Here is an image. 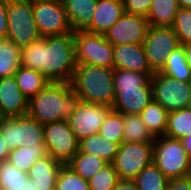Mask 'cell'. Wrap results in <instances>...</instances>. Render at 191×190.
Returning a JSON list of instances; mask_svg holds the SVG:
<instances>
[{"label": "cell", "instance_id": "6da1fadb", "mask_svg": "<svg viewBox=\"0 0 191 190\" xmlns=\"http://www.w3.org/2000/svg\"><path fill=\"white\" fill-rule=\"evenodd\" d=\"M21 66L40 71L50 82L70 83L76 68L74 32L41 37L22 47Z\"/></svg>", "mask_w": 191, "mask_h": 190}, {"label": "cell", "instance_id": "7a4b0ae2", "mask_svg": "<svg viewBox=\"0 0 191 190\" xmlns=\"http://www.w3.org/2000/svg\"><path fill=\"white\" fill-rule=\"evenodd\" d=\"M80 101L70 83L51 81L28 100L27 114L43 125L67 120Z\"/></svg>", "mask_w": 191, "mask_h": 190}, {"label": "cell", "instance_id": "3957f363", "mask_svg": "<svg viewBox=\"0 0 191 190\" xmlns=\"http://www.w3.org/2000/svg\"><path fill=\"white\" fill-rule=\"evenodd\" d=\"M114 68L76 64L70 85L81 101L113 106L115 98Z\"/></svg>", "mask_w": 191, "mask_h": 190}, {"label": "cell", "instance_id": "277c9868", "mask_svg": "<svg viewBox=\"0 0 191 190\" xmlns=\"http://www.w3.org/2000/svg\"><path fill=\"white\" fill-rule=\"evenodd\" d=\"M152 159L168 179L191 174V159L180 139L165 135L156 137L153 142Z\"/></svg>", "mask_w": 191, "mask_h": 190}, {"label": "cell", "instance_id": "5b68a950", "mask_svg": "<svg viewBox=\"0 0 191 190\" xmlns=\"http://www.w3.org/2000/svg\"><path fill=\"white\" fill-rule=\"evenodd\" d=\"M41 37L32 4L25 0H7V39L22 48Z\"/></svg>", "mask_w": 191, "mask_h": 190}, {"label": "cell", "instance_id": "8992f818", "mask_svg": "<svg viewBox=\"0 0 191 190\" xmlns=\"http://www.w3.org/2000/svg\"><path fill=\"white\" fill-rule=\"evenodd\" d=\"M0 134L9 151L16 147H36L38 144H44L43 124L28 114L0 118Z\"/></svg>", "mask_w": 191, "mask_h": 190}, {"label": "cell", "instance_id": "52a82bcc", "mask_svg": "<svg viewBox=\"0 0 191 190\" xmlns=\"http://www.w3.org/2000/svg\"><path fill=\"white\" fill-rule=\"evenodd\" d=\"M74 46L76 64L113 68V45L104 35L75 31Z\"/></svg>", "mask_w": 191, "mask_h": 190}, {"label": "cell", "instance_id": "ba28073f", "mask_svg": "<svg viewBox=\"0 0 191 190\" xmlns=\"http://www.w3.org/2000/svg\"><path fill=\"white\" fill-rule=\"evenodd\" d=\"M153 100L168 112L189 108L191 105V82H182L154 72L151 76Z\"/></svg>", "mask_w": 191, "mask_h": 190}, {"label": "cell", "instance_id": "9c48e42d", "mask_svg": "<svg viewBox=\"0 0 191 190\" xmlns=\"http://www.w3.org/2000/svg\"><path fill=\"white\" fill-rule=\"evenodd\" d=\"M153 143L122 142L112 162L120 179L133 180L152 163Z\"/></svg>", "mask_w": 191, "mask_h": 190}, {"label": "cell", "instance_id": "30bf717a", "mask_svg": "<svg viewBox=\"0 0 191 190\" xmlns=\"http://www.w3.org/2000/svg\"><path fill=\"white\" fill-rule=\"evenodd\" d=\"M143 45L153 72H160L168 56L181 46L173 28L165 26H149Z\"/></svg>", "mask_w": 191, "mask_h": 190}, {"label": "cell", "instance_id": "8fae6325", "mask_svg": "<svg viewBox=\"0 0 191 190\" xmlns=\"http://www.w3.org/2000/svg\"><path fill=\"white\" fill-rule=\"evenodd\" d=\"M44 144L48 155L67 164L79 151V140L73 134L66 120L43 125Z\"/></svg>", "mask_w": 191, "mask_h": 190}, {"label": "cell", "instance_id": "7c38bea8", "mask_svg": "<svg viewBox=\"0 0 191 190\" xmlns=\"http://www.w3.org/2000/svg\"><path fill=\"white\" fill-rule=\"evenodd\" d=\"M33 16L42 37L64 35L72 32L62 0L32 5Z\"/></svg>", "mask_w": 191, "mask_h": 190}, {"label": "cell", "instance_id": "4fadbf2b", "mask_svg": "<svg viewBox=\"0 0 191 190\" xmlns=\"http://www.w3.org/2000/svg\"><path fill=\"white\" fill-rule=\"evenodd\" d=\"M112 107L80 101L77 109L66 120L69 128L80 141L97 134Z\"/></svg>", "mask_w": 191, "mask_h": 190}, {"label": "cell", "instance_id": "5bb4252c", "mask_svg": "<svg viewBox=\"0 0 191 190\" xmlns=\"http://www.w3.org/2000/svg\"><path fill=\"white\" fill-rule=\"evenodd\" d=\"M149 23L146 17L126 12L105 33V39L115 45L143 44Z\"/></svg>", "mask_w": 191, "mask_h": 190}, {"label": "cell", "instance_id": "9a60e30c", "mask_svg": "<svg viewBox=\"0 0 191 190\" xmlns=\"http://www.w3.org/2000/svg\"><path fill=\"white\" fill-rule=\"evenodd\" d=\"M28 99L20 91L15 76L0 78V118L27 114Z\"/></svg>", "mask_w": 191, "mask_h": 190}, {"label": "cell", "instance_id": "2e32d148", "mask_svg": "<svg viewBox=\"0 0 191 190\" xmlns=\"http://www.w3.org/2000/svg\"><path fill=\"white\" fill-rule=\"evenodd\" d=\"M152 84L130 89H117L112 110L122 114H140L151 102Z\"/></svg>", "mask_w": 191, "mask_h": 190}, {"label": "cell", "instance_id": "e0dca14e", "mask_svg": "<svg viewBox=\"0 0 191 190\" xmlns=\"http://www.w3.org/2000/svg\"><path fill=\"white\" fill-rule=\"evenodd\" d=\"M113 68L141 73H154L148 64L143 44L113 46Z\"/></svg>", "mask_w": 191, "mask_h": 190}, {"label": "cell", "instance_id": "ac0fdd59", "mask_svg": "<svg viewBox=\"0 0 191 190\" xmlns=\"http://www.w3.org/2000/svg\"><path fill=\"white\" fill-rule=\"evenodd\" d=\"M124 12L122 0H98L92 22L84 31L105 35Z\"/></svg>", "mask_w": 191, "mask_h": 190}, {"label": "cell", "instance_id": "d6986e66", "mask_svg": "<svg viewBox=\"0 0 191 190\" xmlns=\"http://www.w3.org/2000/svg\"><path fill=\"white\" fill-rule=\"evenodd\" d=\"M63 163L47 155L38 159L27 172L38 190H55L56 179Z\"/></svg>", "mask_w": 191, "mask_h": 190}, {"label": "cell", "instance_id": "ffe728a7", "mask_svg": "<svg viewBox=\"0 0 191 190\" xmlns=\"http://www.w3.org/2000/svg\"><path fill=\"white\" fill-rule=\"evenodd\" d=\"M72 31H84L92 22L98 0H62Z\"/></svg>", "mask_w": 191, "mask_h": 190}, {"label": "cell", "instance_id": "44dd1931", "mask_svg": "<svg viewBox=\"0 0 191 190\" xmlns=\"http://www.w3.org/2000/svg\"><path fill=\"white\" fill-rule=\"evenodd\" d=\"M118 148L117 143L102 138L98 133L79 141V152L101 157L108 163L114 161Z\"/></svg>", "mask_w": 191, "mask_h": 190}, {"label": "cell", "instance_id": "7402d4cb", "mask_svg": "<svg viewBox=\"0 0 191 190\" xmlns=\"http://www.w3.org/2000/svg\"><path fill=\"white\" fill-rule=\"evenodd\" d=\"M179 8L177 0H152L146 16L149 26L172 27Z\"/></svg>", "mask_w": 191, "mask_h": 190}, {"label": "cell", "instance_id": "603a6c76", "mask_svg": "<svg viewBox=\"0 0 191 190\" xmlns=\"http://www.w3.org/2000/svg\"><path fill=\"white\" fill-rule=\"evenodd\" d=\"M14 76L20 91L28 100L50 82L40 71L22 66L18 68Z\"/></svg>", "mask_w": 191, "mask_h": 190}, {"label": "cell", "instance_id": "cb8c5ba5", "mask_svg": "<svg viewBox=\"0 0 191 190\" xmlns=\"http://www.w3.org/2000/svg\"><path fill=\"white\" fill-rule=\"evenodd\" d=\"M168 111L153 99L139 114L145 126L155 137L163 136L167 128Z\"/></svg>", "mask_w": 191, "mask_h": 190}, {"label": "cell", "instance_id": "d4e9b609", "mask_svg": "<svg viewBox=\"0 0 191 190\" xmlns=\"http://www.w3.org/2000/svg\"><path fill=\"white\" fill-rule=\"evenodd\" d=\"M108 164L101 157L78 151L66 165L83 179L89 181Z\"/></svg>", "mask_w": 191, "mask_h": 190}, {"label": "cell", "instance_id": "484cf974", "mask_svg": "<svg viewBox=\"0 0 191 190\" xmlns=\"http://www.w3.org/2000/svg\"><path fill=\"white\" fill-rule=\"evenodd\" d=\"M22 48L10 39L0 40V78L10 77L21 66Z\"/></svg>", "mask_w": 191, "mask_h": 190}, {"label": "cell", "instance_id": "4316f807", "mask_svg": "<svg viewBox=\"0 0 191 190\" xmlns=\"http://www.w3.org/2000/svg\"><path fill=\"white\" fill-rule=\"evenodd\" d=\"M47 155L45 144H38L36 147H16L10 151L7 160L19 170L28 172L38 159Z\"/></svg>", "mask_w": 191, "mask_h": 190}, {"label": "cell", "instance_id": "83f0119b", "mask_svg": "<svg viewBox=\"0 0 191 190\" xmlns=\"http://www.w3.org/2000/svg\"><path fill=\"white\" fill-rule=\"evenodd\" d=\"M124 142H151L155 136L145 126L138 114H123Z\"/></svg>", "mask_w": 191, "mask_h": 190}, {"label": "cell", "instance_id": "f1b7e54d", "mask_svg": "<svg viewBox=\"0 0 191 190\" xmlns=\"http://www.w3.org/2000/svg\"><path fill=\"white\" fill-rule=\"evenodd\" d=\"M165 136L182 140L191 135V107L168 113Z\"/></svg>", "mask_w": 191, "mask_h": 190}, {"label": "cell", "instance_id": "f546056e", "mask_svg": "<svg viewBox=\"0 0 191 190\" xmlns=\"http://www.w3.org/2000/svg\"><path fill=\"white\" fill-rule=\"evenodd\" d=\"M160 72L182 82H191V69L186 63V56L182 46L168 56L166 65Z\"/></svg>", "mask_w": 191, "mask_h": 190}, {"label": "cell", "instance_id": "4dcf8cb0", "mask_svg": "<svg viewBox=\"0 0 191 190\" xmlns=\"http://www.w3.org/2000/svg\"><path fill=\"white\" fill-rule=\"evenodd\" d=\"M168 180L163 172L152 162L133 179V182L138 190H166Z\"/></svg>", "mask_w": 191, "mask_h": 190}, {"label": "cell", "instance_id": "1f68e13d", "mask_svg": "<svg viewBox=\"0 0 191 190\" xmlns=\"http://www.w3.org/2000/svg\"><path fill=\"white\" fill-rule=\"evenodd\" d=\"M29 176L8 160L0 163V190H23Z\"/></svg>", "mask_w": 191, "mask_h": 190}, {"label": "cell", "instance_id": "d6a6232c", "mask_svg": "<svg viewBox=\"0 0 191 190\" xmlns=\"http://www.w3.org/2000/svg\"><path fill=\"white\" fill-rule=\"evenodd\" d=\"M123 114L111 110L102 123L98 134L102 138L120 145L124 142Z\"/></svg>", "mask_w": 191, "mask_h": 190}, {"label": "cell", "instance_id": "836d02e7", "mask_svg": "<svg viewBox=\"0 0 191 190\" xmlns=\"http://www.w3.org/2000/svg\"><path fill=\"white\" fill-rule=\"evenodd\" d=\"M154 73H141L126 69H114V90L146 86Z\"/></svg>", "mask_w": 191, "mask_h": 190}, {"label": "cell", "instance_id": "e575fe53", "mask_svg": "<svg viewBox=\"0 0 191 190\" xmlns=\"http://www.w3.org/2000/svg\"><path fill=\"white\" fill-rule=\"evenodd\" d=\"M55 190H90L88 181L74 172L68 165L63 164L60 168Z\"/></svg>", "mask_w": 191, "mask_h": 190}, {"label": "cell", "instance_id": "d590c367", "mask_svg": "<svg viewBox=\"0 0 191 190\" xmlns=\"http://www.w3.org/2000/svg\"><path fill=\"white\" fill-rule=\"evenodd\" d=\"M119 180L120 178L113 164L109 163L88 181L89 189L113 190Z\"/></svg>", "mask_w": 191, "mask_h": 190}, {"label": "cell", "instance_id": "8d00e7d4", "mask_svg": "<svg viewBox=\"0 0 191 190\" xmlns=\"http://www.w3.org/2000/svg\"><path fill=\"white\" fill-rule=\"evenodd\" d=\"M180 45L191 43V9L179 8L173 23Z\"/></svg>", "mask_w": 191, "mask_h": 190}, {"label": "cell", "instance_id": "74e56055", "mask_svg": "<svg viewBox=\"0 0 191 190\" xmlns=\"http://www.w3.org/2000/svg\"><path fill=\"white\" fill-rule=\"evenodd\" d=\"M124 10L128 14L141 15L146 17L152 0H122Z\"/></svg>", "mask_w": 191, "mask_h": 190}, {"label": "cell", "instance_id": "f35d334b", "mask_svg": "<svg viewBox=\"0 0 191 190\" xmlns=\"http://www.w3.org/2000/svg\"><path fill=\"white\" fill-rule=\"evenodd\" d=\"M166 190H191V175L169 179Z\"/></svg>", "mask_w": 191, "mask_h": 190}, {"label": "cell", "instance_id": "ab89813d", "mask_svg": "<svg viewBox=\"0 0 191 190\" xmlns=\"http://www.w3.org/2000/svg\"><path fill=\"white\" fill-rule=\"evenodd\" d=\"M7 38V0H0V40Z\"/></svg>", "mask_w": 191, "mask_h": 190}, {"label": "cell", "instance_id": "60d3db41", "mask_svg": "<svg viewBox=\"0 0 191 190\" xmlns=\"http://www.w3.org/2000/svg\"><path fill=\"white\" fill-rule=\"evenodd\" d=\"M113 190H138L133 180L120 179Z\"/></svg>", "mask_w": 191, "mask_h": 190}, {"label": "cell", "instance_id": "b9f144b4", "mask_svg": "<svg viewBox=\"0 0 191 190\" xmlns=\"http://www.w3.org/2000/svg\"><path fill=\"white\" fill-rule=\"evenodd\" d=\"M9 153H10V151L6 146L2 135L0 134V163L7 160Z\"/></svg>", "mask_w": 191, "mask_h": 190}, {"label": "cell", "instance_id": "7bdbcfd3", "mask_svg": "<svg viewBox=\"0 0 191 190\" xmlns=\"http://www.w3.org/2000/svg\"><path fill=\"white\" fill-rule=\"evenodd\" d=\"M185 52L186 56V63L188 64L189 68L191 69V43L181 45Z\"/></svg>", "mask_w": 191, "mask_h": 190}, {"label": "cell", "instance_id": "ee69618b", "mask_svg": "<svg viewBox=\"0 0 191 190\" xmlns=\"http://www.w3.org/2000/svg\"><path fill=\"white\" fill-rule=\"evenodd\" d=\"M184 148L186 149L190 159H191V135L186 136L182 139Z\"/></svg>", "mask_w": 191, "mask_h": 190}, {"label": "cell", "instance_id": "f6af8a7d", "mask_svg": "<svg viewBox=\"0 0 191 190\" xmlns=\"http://www.w3.org/2000/svg\"><path fill=\"white\" fill-rule=\"evenodd\" d=\"M180 8H190L191 9V0H177Z\"/></svg>", "mask_w": 191, "mask_h": 190}, {"label": "cell", "instance_id": "bcb514c9", "mask_svg": "<svg viewBox=\"0 0 191 190\" xmlns=\"http://www.w3.org/2000/svg\"><path fill=\"white\" fill-rule=\"evenodd\" d=\"M23 190H38L36 186L32 183V180L29 178L27 183H25V186L23 187Z\"/></svg>", "mask_w": 191, "mask_h": 190}, {"label": "cell", "instance_id": "7dc6e473", "mask_svg": "<svg viewBox=\"0 0 191 190\" xmlns=\"http://www.w3.org/2000/svg\"><path fill=\"white\" fill-rule=\"evenodd\" d=\"M30 2L32 5L36 3H44V2H51V1H57V0H25Z\"/></svg>", "mask_w": 191, "mask_h": 190}]
</instances>
